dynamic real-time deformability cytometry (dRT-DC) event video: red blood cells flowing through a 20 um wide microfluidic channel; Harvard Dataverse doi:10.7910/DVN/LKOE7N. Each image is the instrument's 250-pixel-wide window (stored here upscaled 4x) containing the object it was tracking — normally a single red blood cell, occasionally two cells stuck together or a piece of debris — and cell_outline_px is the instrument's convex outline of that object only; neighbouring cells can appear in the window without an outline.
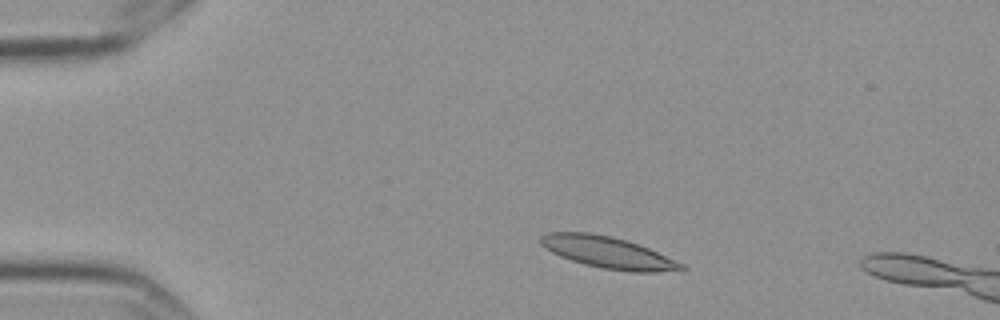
{"species": "Egyptian fruit bat (a non-hibernating species)", "species_latin": "Rousettus aegyptiacus", "temperature_condition": "cold", "stored_images_in_passage": 3, "camera_frame_rate_fps": 3000, "um_per_image_px": 0.085, "frame": {"image": 1, "passage_image": 2, "time_ms": 0.333, "image_size_px": [1000, 320], "cell_outline_px": [[688, 268], [684, 272], [632, 272], [604, 268], [584, 264], [560, 256], [544, 248], [540, 244], [540, 236], [548, 232], [588, 232], [612, 236], [640, 244], [684, 264]], "centroid_in_image_um": [51.74, 21.47], "position_along_channel_um": 33.3, "area_um2": 26.24}}